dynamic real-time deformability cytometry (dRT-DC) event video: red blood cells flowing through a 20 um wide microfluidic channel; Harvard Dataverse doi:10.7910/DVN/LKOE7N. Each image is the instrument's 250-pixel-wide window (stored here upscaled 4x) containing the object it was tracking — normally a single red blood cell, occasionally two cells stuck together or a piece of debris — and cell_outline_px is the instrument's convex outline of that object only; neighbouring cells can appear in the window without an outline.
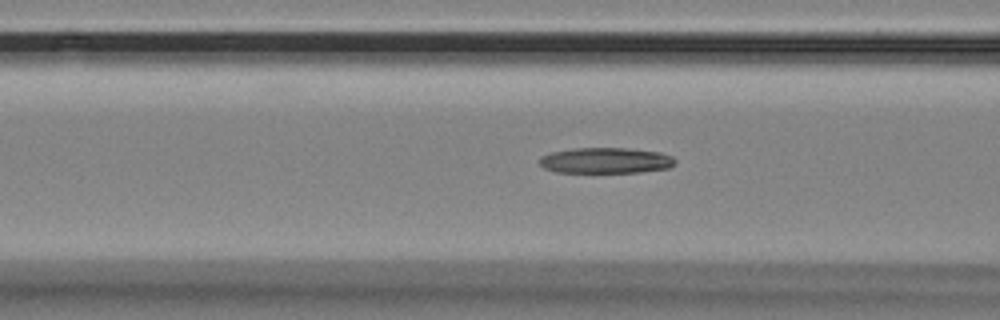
{"species": "Egyptian fruit bat (a non-hibernating species)", "species_latin": "Rousettus aegyptiacus", "temperature_condition": "room temperature", "stored_images_in_passage": 57, "camera_frame_rate_fps": 3000, "um_per_image_px": 0.085, "animal": {"sex": "female"}, "frame": {"image": 1, "passage_image": 22, "time_ms": 7.0, "image_size_px": [1000, 320], "cell_outline_px": [[676, 164], [668, 168], [640, 172], [556, 172], [544, 168], [540, 164], [540, 156], [552, 152], [576, 148], [628, 148], [660, 152], [672, 156], [676, 160]], "centroid_in_image_um": [51.51, 13.64], "position_along_channel_um": 115.1, "area_um2": 20.35}}
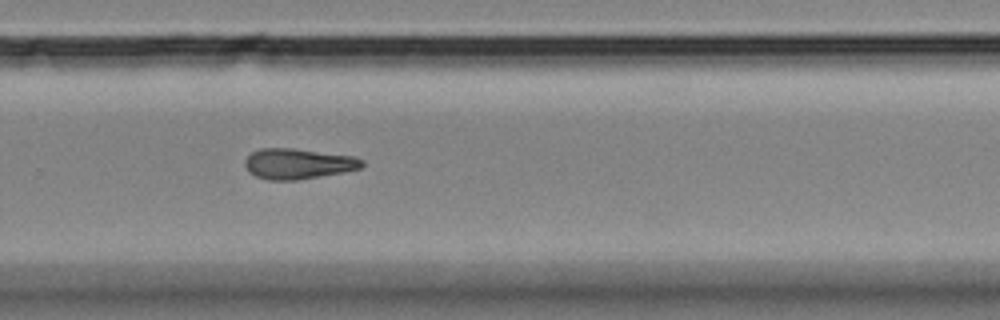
{"frame": {"image": 2, "passage_image": 38, "time_ms": 12.333, "image_size_px": [1000, 320], "cell_outline_px": [[364, 164], [360, 168], [344, 172], [296, 180], [268, 180], [256, 176], [248, 172], [244, 164], [244, 160], [252, 152], [260, 148], [292, 148], [356, 156], [364, 160]], "centroid_in_image_um": [25.34, 13.91], "position_along_channel_um": 304.5, "area_um2": 20.92}}
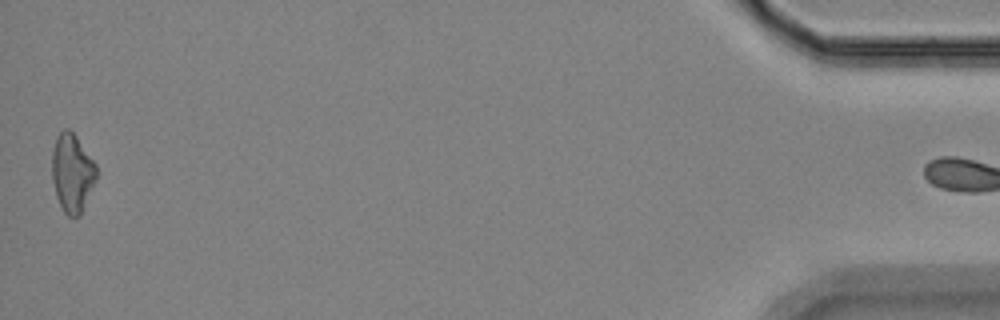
{"frame": {"image": 3, "passage_image": 56, "time_ms": 18.333, "image_size_px": [1000, 320], "cell_outline_px": [[96, 180], [80, 216], [68, 216], [64, 212], [56, 196], [52, 180], [52, 148], [56, 136], [64, 128], [68, 128], [76, 136], [96, 164]], "centroid_in_image_um": [6.12, 14.68], "position_along_channel_um": 429.1, "area_um2": 20.29}}